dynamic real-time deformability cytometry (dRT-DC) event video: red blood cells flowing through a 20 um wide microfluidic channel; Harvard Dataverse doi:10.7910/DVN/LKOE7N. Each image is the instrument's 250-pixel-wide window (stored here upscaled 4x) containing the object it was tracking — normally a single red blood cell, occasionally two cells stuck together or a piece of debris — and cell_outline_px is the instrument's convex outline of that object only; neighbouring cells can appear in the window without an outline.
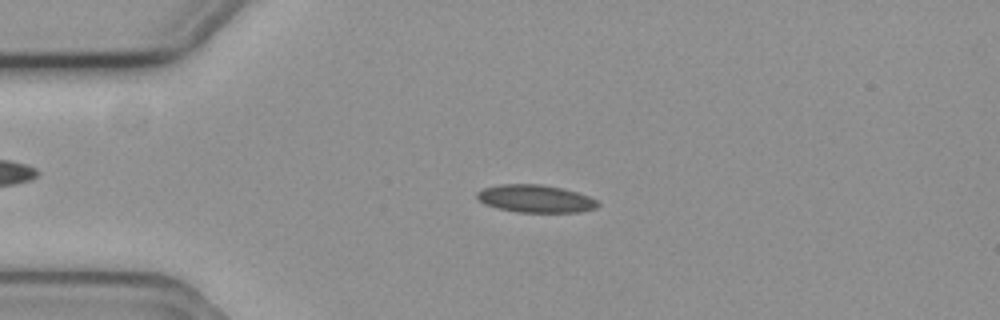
{"species": "common noctule bat (a hibernating species)", "species_latin": "Nyctalus noctula", "temperature_condition": "cold", "stored_images_in_passage": 5, "camera_frame_rate_fps": 3000, "um_per_image_px": 0.085, "animal": {"sex": "female", "body_mass_g": 19.3, "forearm_length_mm": 54.1}, "frame": {"image": 1, "passage_image": 3, "time_ms": 0.667, "image_size_px": [1000, 320], "cell_outline_px": [[600, 204], [596, 208], [580, 212], [516, 212], [496, 208], [484, 204], [476, 196], [476, 192], [484, 188], [500, 184], [540, 184], [564, 188], [588, 196], [596, 200]], "centroid_in_image_um": [45.5, 16.89], "position_along_channel_um": 39.5, "area_um2": 19.54}}
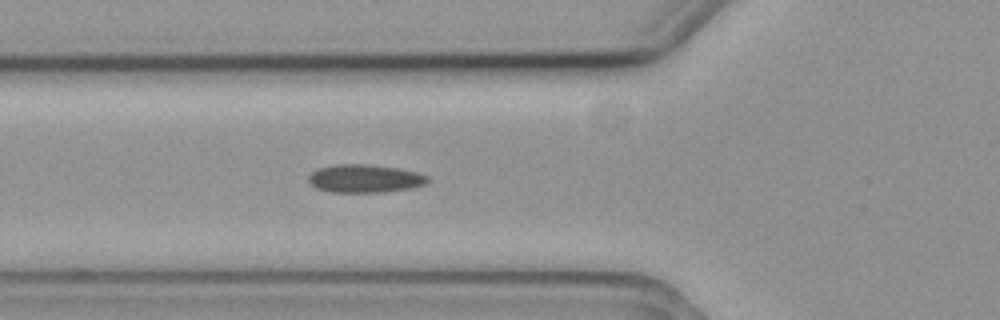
{"frame": {"image": 2, "passage_image": 5, "time_ms": 1.333, "image_size_px": [1000, 320], "cell_outline_px": [[428, 180], [424, 184], [408, 188], [380, 192], [332, 192], [316, 188], [308, 184], [308, 176], [312, 172], [320, 168], [336, 164], [368, 164], [400, 168], [416, 172], [428, 176]], "centroid_in_image_um": [30.96, 15.17], "position_along_channel_um": 94.8, "area_um2": 19.42}}